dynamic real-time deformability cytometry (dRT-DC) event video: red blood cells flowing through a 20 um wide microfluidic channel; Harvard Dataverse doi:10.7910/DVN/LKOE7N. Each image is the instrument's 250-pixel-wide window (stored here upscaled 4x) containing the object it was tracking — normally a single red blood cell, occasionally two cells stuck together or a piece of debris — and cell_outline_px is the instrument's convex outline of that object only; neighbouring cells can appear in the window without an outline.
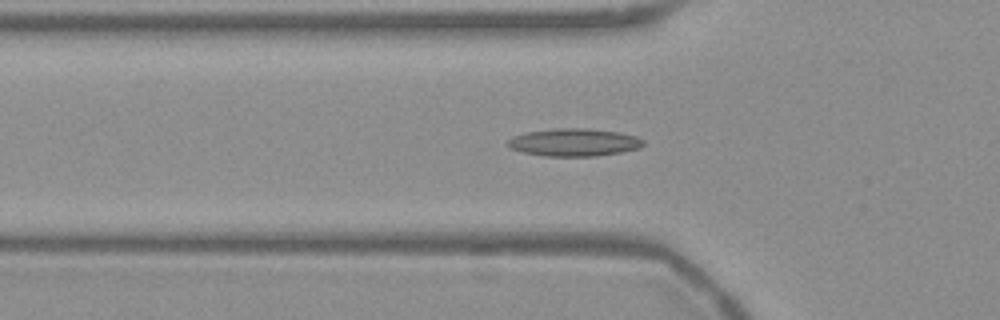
{"species": "Egyptian fruit bat (a non-hibernating species)", "species_latin": "Rousettus aegyptiacus", "temperature_condition": "warm", "stored_images_in_passage": 41, "camera_frame_rate_fps": 3000, "um_per_image_px": 0.085, "frame": {"image": 1, "passage_image": 4, "time_ms": 1.0, "image_size_px": [1000, 320], "cell_outline_px": [[644, 144], [640, 148], [620, 152], [596, 156], [544, 156], [524, 152], [512, 148], [508, 144], [508, 140], [512, 136], [524, 132], [556, 128], [588, 128], [620, 132], [636, 136], [644, 140]], "centroid_in_image_um": [48.82, 12.09], "position_along_channel_um": 77.0, "area_um2": 21.91}}
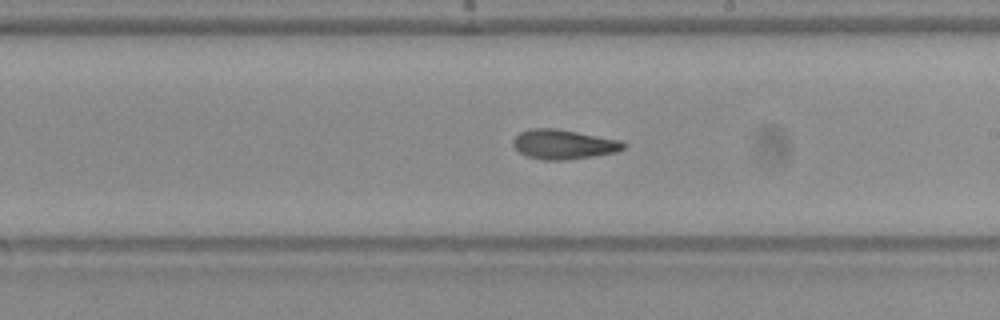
{"frame": {"image": 2, "passage_image": 17, "time_ms": 5.333, "image_size_px": [1000, 320], "cell_outline_px": [[628, 144], [624, 148], [616, 152], [592, 156], [564, 160], [544, 160], [528, 156], [520, 152], [512, 144], [512, 140], [520, 132], [532, 128], [556, 128], [620, 140]], "centroid_in_image_um": [47.9, 12.26], "position_along_channel_um": 241.1, "area_um2": 18.9}}
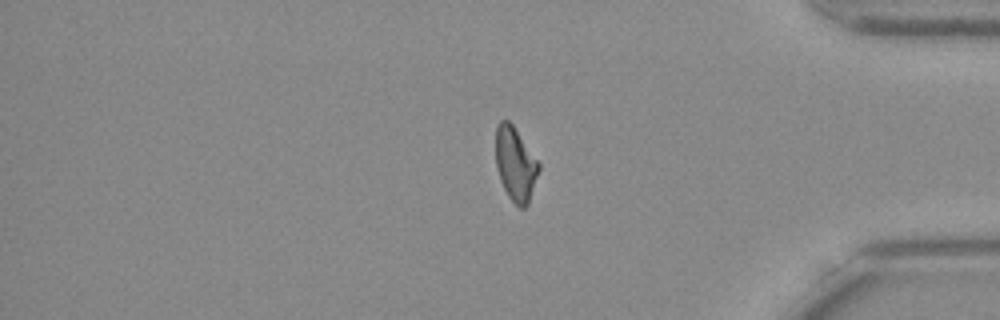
{"frame": {"image": 3, "passage_image": 31, "time_ms": 10.0, "image_size_px": [1000, 320], "cell_outline_px": [[540, 168], [528, 204], [524, 208], [520, 208], [508, 196], [500, 180], [496, 168], [496, 128], [500, 120], [508, 120], [512, 124], [540, 164]], "centroid_in_image_um": [43.8, 13.95], "position_along_channel_um": 391.4, "area_um2": 18.32}, "authors_computed_cell_mechanics": {"area_um2": 18.9006, "velocity_mm_per_s": 3.7626, "shape_relaxation_time_tau1_ms": null, "shape_relaxation_time_tau2_ms": 3.6539, "deformation_change_tau1": null, "deformation_change_tau2": 0.1179}}